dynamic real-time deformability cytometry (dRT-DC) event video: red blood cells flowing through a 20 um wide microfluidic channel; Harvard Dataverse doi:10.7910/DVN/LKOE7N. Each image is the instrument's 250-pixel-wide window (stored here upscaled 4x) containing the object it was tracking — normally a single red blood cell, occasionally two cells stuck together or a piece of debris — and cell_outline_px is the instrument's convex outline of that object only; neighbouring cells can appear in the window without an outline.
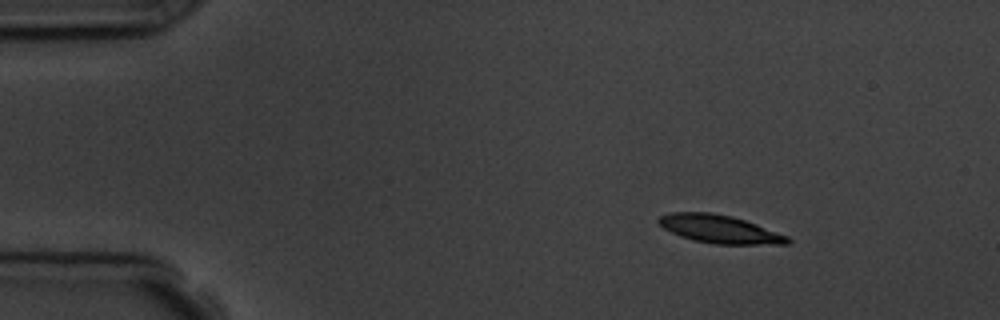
{"species": "common noctule bat (a hibernating species)", "species_latin": "Nyctalus noctula", "temperature_condition": "room temperature", "stored_images_in_passage": 9, "camera_frame_rate_fps": 3000, "um_per_image_px": 0.085, "animal": {"sex": "male", "body_mass_g": 19.5, "forearm_length_mm": 54.6}, "frame": {"image": 1, "passage_image": 1, "time_ms": 0.0, "image_size_px": [1000, 320], "cell_outline_px": [[792, 240], [788, 244], [716, 244], [692, 240], [680, 236], [664, 228], [656, 220], [660, 216], [668, 212], [712, 212], [732, 216], [756, 224], [788, 236]], "centroid_in_image_um": [61.15, 19.47], "position_along_channel_um": 23.9, "area_um2": 21.1}}
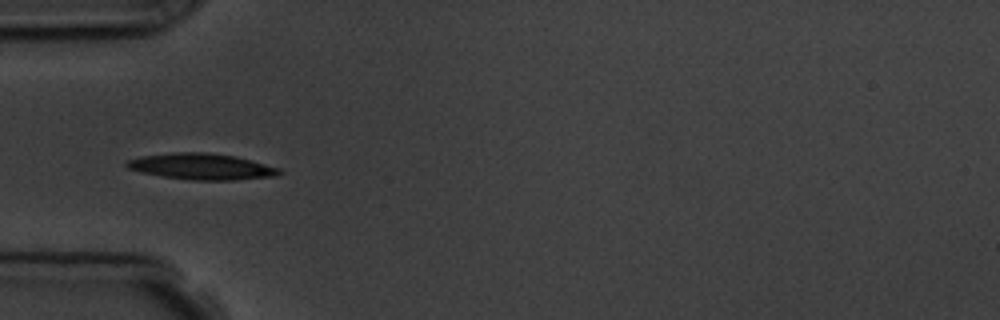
{"frame": {"image": 2, "passage_image": 4, "time_ms": 3.333, "image_size_px": [1000, 320], "cell_outline_px": [[284, 172], [276, 176], [236, 180], [192, 180], [160, 176], [140, 172], [128, 168], [124, 164], [128, 160], [140, 156], [172, 152], [208, 152], [236, 156], [280, 168]], "centroid_in_image_um": [17.14, 14.15], "position_along_channel_um": 67.9, "area_um2": 23.47}}
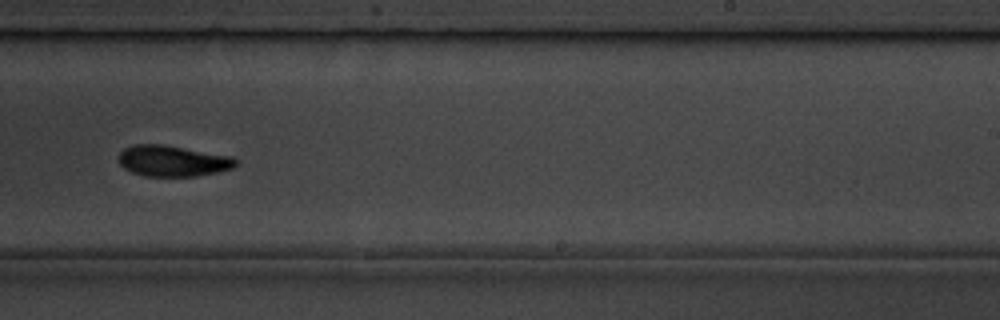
{"frame": {"image": 3, "passage_image": 9, "time_ms": 9.0, "image_size_px": [1000, 320], "cell_outline_px": [[240, 160], [232, 168], [216, 172], [196, 176], [144, 176], [132, 172], [124, 168], [120, 164], [120, 152], [124, 148], [132, 144], [160, 144], [232, 156]], "centroid_in_image_um": [14.68, 13.67], "position_along_channel_um": 274.3, "area_um2": 21.04}}